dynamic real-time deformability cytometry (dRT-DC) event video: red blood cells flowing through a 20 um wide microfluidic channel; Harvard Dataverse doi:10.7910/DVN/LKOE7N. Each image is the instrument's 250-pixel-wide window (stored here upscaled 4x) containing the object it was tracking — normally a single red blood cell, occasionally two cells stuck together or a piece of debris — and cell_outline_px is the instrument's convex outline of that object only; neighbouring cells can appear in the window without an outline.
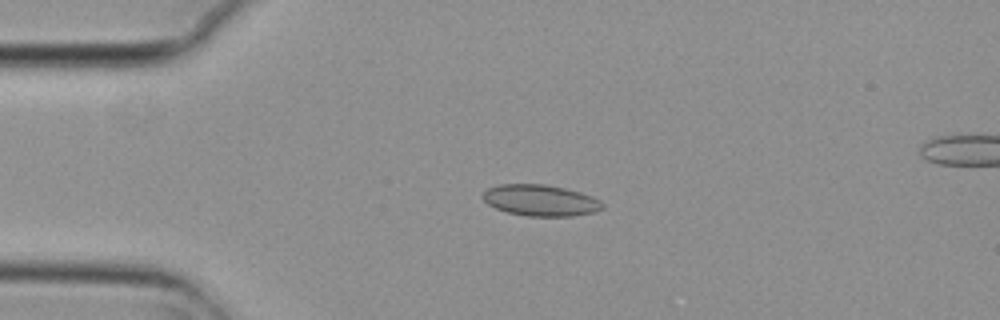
{"species": "common noctule bat (a hibernating species)", "species_latin": "Nyctalus noctula", "temperature_condition": "cold", "stored_images_in_passage": 4, "camera_frame_rate_fps": 3000, "um_per_image_px": 0.085, "animal": {"sex": "female", "body_mass_g": 29.2, "forearm_length_mm": 56.3}, "frame": {"image": 1, "passage_image": 2, "time_ms": 0.333, "image_size_px": [1000, 320], "cell_outline_px": [[604, 208], [596, 212], [572, 216], [528, 216], [508, 212], [496, 208], [488, 204], [480, 196], [488, 188], [500, 184], [544, 184], [564, 188], [580, 192], [592, 196], [600, 200], [604, 204]], "centroid_in_image_um": [45.96, 17.03], "position_along_channel_um": 39.0, "area_um2": 21.85}}
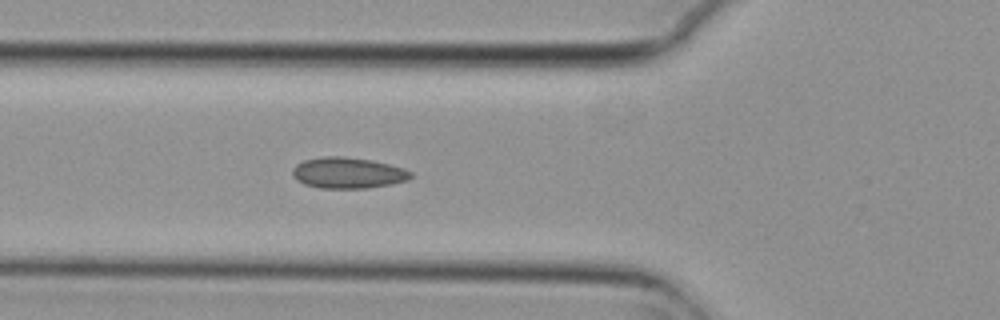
{"frame": {"image": 2, "passage_image": 4, "time_ms": 1.0, "image_size_px": [1000, 320], "cell_outline_px": [[412, 176], [408, 180], [392, 184], [364, 188], [320, 188], [304, 184], [296, 180], [292, 176], [292, 168], [296, 164], [304, 160], [324, 156], [344, 156], [372, 160], [404, 168], [412, 172]], "centroid_in_image_um": [29.55, 14.69], "position_along_channel_um": 96.2, "area_um2": 21.5}}